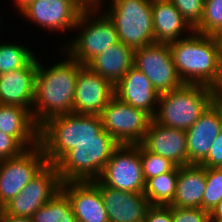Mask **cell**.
I'll use <instances>...</instances> for the list:
<instances>
[{
    "instance_id": "3",
    "label": "cell",
    "mask_w": 222,
    "mask_h": 222,
    "mask_svg": "<svg viewBox=\"0 0 222 222\" xmlns=\"http://www.w3.org/2000/svg\"><path fill=\"white\" fill-rule=\"evenodd\" d=\"M173 63L184 84L211 88L219 83L221 60L218 44L212 35L192 32L169 43Z\"/></svg>"
},
{
    "instance_id": "23",
    "label": "cell",
    "mask_w": 222,
    "mask_h": 222,
    "mask_svg": "<svg viewBox=\"0 0 222 222\" xmlns=\"http://www.w3.org/2000/svg\"><path fill=\"white\" fill-rule=\"evenodd\" d=\"M151 8L155 43L169 44L194 31L170 0H152Z\"/></svg>"
},
{
    "instance_id": "32",
    "label": "cell",
    "mask_w": 222,
    "mask_h": 222,
    "mask_svg": "<svg viewBox=\"0 0 222 222\" xmlns=\"http://www.w3.org/2000/svg\"><path fill=\"white\" fill-rule=\"evenodd\" d=\"M173 222H211L210 214L201 208L172 207Z\"/></svg>"
},
{
    "instance_id": "13",
    "label": "cell",
    "mask_w": 222,
    "mask_h": 222,
    "mask_svg": "<svg viewBox=\"0 0 222 222\" xmlns=\"http://www.w3.org/2000/svg\"><path fill=\"white\" fill-rule=\"evenodd\" d=\"M88 6L85 0H35L21 14L48 31H71Z\"/></svg>"
},
{
    "instance_id": "22",
    "label": "cell",
    "mask_w": 222,
    "mask_h": 222,
    "mask_svg": "<svg viewBox=\"0 0 222 222\" xmlns=\"http://www.w3.org/2000/svg\"><path fill=\"white\" fill-rule=\"evenodd\" d=\"M206 189V167L198 164L178 166L176 192L169 206L201 208Z\"/></svg>"
},
{
    "instance_id": "38",
    "label": "cell",
    "mask_w": 222,
    "mask_h": 222,
    "mask_svg": "<svg viewBox=\"0 0 222 222\" xmlns=\"http://www.w3.org/2000/svg\"><path fill=\"white\" fill-rule=\"evenodd\" d=\"M215 101L222 104V69L219 83L214 88Z\"/></svg>"
},
{
    "instance_id": "29",
    "label": "cell",
    "mask_w": 222,
    "mask_h": 222,
    "mask_svg": "<svg viewBox=\"0 0 222 222\" xmlns=\"http://www.w3.org/2000/svg\"><path fill=\"white\" fill-rule=\"evenodd\" d=\"M140 159L145 181L172 171L177 165L170 159L151 153L140 144Z\"/></svg>"
},
{
    "instance_id": "14",
    "label": "cell",
    "mask_w": 222,
    "mask_h": 222,
    "mask_svg": "<svg viewBox=\"0 0 222 222\" xmlns=\"http://www.w3.org/2000/svg\"><path fill=\"white\" fill-rule=\"evenodd\" d=\"M114 96V86L84 65L77 74L74 113L100 115Z\"/></svg>"
},
{
    "instance_id": "24",
    "label": "cell",
    "mask_w": 222,
    "mask_h": 222,
    "mask_svg": "<svg viewBox=\"0 0 222 222\" xmlns=\"http://www.w3.org/2000/svg\"><path fill=\"white\" fill-rule=\"evenodd\" d=\"M133 64L134 50L118 42L98 54L86 66L115 86Z\"/></svg>"
},
{
    "instance_id": "25",
    "label": "cell",
    "mask_w": 222,
    "mask_h": 222,
    "mask_svg": "<svg viewBox=\"0 0 222 222\" xmlns=\"http://www.w3.org/2000/svg\"><path fill=\"white\" fill-rule=\"evenodd\" d=\"M178 179V166L172 171L146 181L144 195L151 205L168 206L172 203Z\"/></svg>"
},
{
    "instance_id": "27",
    "label": "cell",
    "mask_w": 222,
    "mask_h": 222,
    "mask_svg": "<svg viewBox=\"0 0 222 222\" xmlns=\"http://www.w3.org/2000/svg\"><path fill=\"white\" fill-rule=\"evenodd\" d=\"M34 56L26 46L0 43V74L24 67Z\"/></svg>"
},
{
    "instance_id": "16",
    "label": "cell",
    "mask_w": 222,
    "mask_h": 222,
    "mask_svg": "<svg viewBox=\"0 0 222 222\" xmlns=\"http://www.w3.org/2000/svg\"><path fill=\"white\" fill-rule=\"evenodd\" d=\"M78 222H109L99 190V180L70 181L61 184Z\"/></svg>"
},
{
    "instance_id": "2",
    "label": "cell",
    "mask_w": 222,
    "mask_h": 222,
    "mask_svg": "<svg viewBox=\"0 0 222 222\" xmlns=\"http://www.w3.org/2000/svg\"><path fill=\"white\" fill-rule=\"evenodd\" d=\"M85 140H115L103 129L100 115L69 113L51 117L39 126V145L49 164H56Z\"/></svg>"
},
{
    "instance_id": "7",
    "label": "cell",
    "mask_w": 222,
    "mask_h": 222,
    "mask_svg": "<svg viewBox=\"0 0 222 222\" xmlns=\"http://www.w3.org/2000/svg\"><path fill=\"white\" fill-rule=\"evenodd\" d=\"M119 145L116 140L80 141L55 164L61 182L97 180Z\"/></svg>"
},
{
    "instance_id": "26",
    "label": "cell",
    "mask_w": 222,
    "mask_h": 222,
    "mask_svg": "<svg viewBox=\"0 0 222 222\" xmlns=\"http://www.w3.org/2000/svg\"><path fill=\"white\" fill-rule=\"evenodd\" d=\"M33 222H78L67 195L60 190L32 216Z\"/></svg>"
},
{
    "instance_id": "34",
    "label": "cell",
    "mask_w": 222,
    "mask_h": 222,
    "mask_svg": "<svg viewBox=\"0 0 222 222\" xmlns=\"http://www.w3.org/2000/svg\"><path fill=\"white\" fill-rule=\"evenodd\" d=\"M200 165L206 168H222V129L212 142L207 158Z\"/></svg>"
},
{
    "instance_id": "28",
    "label": "cell",
    "mask_w": 222,
    "mask_h": 222,
    "mask_svg": "<svg viewBox=\"0 0 222 222\" xmlns=\"http://www.w3.org/2000/svg\"><path fill=\"white\" fill-rule=\"evenodd\" d=\"M222 200V168H206V189L202 197V209L211 212Z\"/></svg>"
},
{
    "instance_id": "17",
    "label": "cell",
    "mask_w": 222,
    "mask_h": 222,
    "mask_svg": "<svg viewBox=\"0 0 222 222\" xmlns=\"http://www.w3.org/2000/svg\"><path fill=\"white\" fill-rule=\"evenodd\" d=\"M37 64L34 56L24 67L0 74V104L24 107L32 113Z\"/></svg>"
},
{
    "instance_id": "21",
    "label": "cell",
    "mask_w": 222,
    "mask_h": 222,
    "mask_svg": "<svg viewBox=\"0 0 222 222\" xmlns=\"http://www.w3.org/2000/svg\"><path fill=\"white\" fill-rule=\"evenodd\" d=\"M0 131L13 136L25 149L39 144V126L27 108L0 104Z\"/></svg>"
},
{
    "instance_id": "39",
    "label": "cell",
    "mask_w": 222,
    "mask_h": 222,
    "mask_svg": "<svg viewBox=\"0 0 222 222\" xmlns=\"http://www.w3.org/2000/svg\"><path fill=\"white\" fill-rule=\"evenodd\" d=\"M33 1L35 0H14L16 3L15 6L17 9H19L18 11H20V13L25 10Z\"/></svg>"
},
{
    "instance_id": "40",
    "label": "cell",
    "mask_w": 222,
    "mask_h": 222,
    "mask_svg": "<svg viewBox=\"0 0 222 222\" xmlns=\"http://www.w3.org/2000/svg\"><path fill=\"white\" fill-rule=\"evenodd\" d=\"M218 44V51L220 55L221 65H222V39H214Z\"/></svg>"
},
{
    "instance_id": "31",
    "label": "cell",
    "mask_w": 222,
    "mask_h": 222,
    "mask_svg": "<svg viewBox=\"0 0 222 222\" xmlns=\"http://www.w3.org/2000/svg\"><path fill=\"white\" fill-rule=\"evenodd\" d=\"M194 30L201 22L205 0H170Z\"/></svg>"
},
{
    "instance_id": "30",
    "label": "cell",
    "mask_w": 222,
    "mask_h": 222,
    "mask_svg": "<svg viewBox=\"0 0 222 222\" xmlns=\"http://www.w3.org/2000/svg\"><path fill=\"white\" fill-rule=\"evenodd\" d=\"M222 26V0H205L203 16L194 32L213 35Z\"/></svg>"
},
{
    "instance_id": "12",
    "label": "cell",
    "mask_w": 222,
    "mask_h": 222,
    "mask_svg": "<svg viewBox=\"0 0 222 222\" xmlns=\"http://www.w3.org/2000/svg\"><path fill=\"white\" fill-rule=\"evenodd\" d=\"M61 184L57 167L47 163L2 210L8 215L32 218L41 206L61 190Z\"/></svg>"
},
{
    "instance_id": "33",
    "label": "cell",
    "mask_w": 222,
    "mask_h": 222,
    "mask_svg": "<svg viewBox=\"0 0 222 222\" xmlns=\"http://www.w3.org/2000/svg\"><path fill=\"white\" fill-rule=\"evenodd\" d=\"M26 150L13 136L0 131V161L19 156Z\"/></svg>"
},
{
    "instance_id": "1",
    "label": "cell",
    "mask_w": 222,
    "mask_h": 222,
    "mask_svg": "<svg viewBox=\"0 0 222 222\" xmlns=\"http://www.w3.org/2000/svg\"><path fill=\"white\" fill-rule=\"evenodd\" d=\"M64 54L67 60H62L48 69L38 60L32 107V116L38 126L51 117L74 113L77 74L84 65L68 53Z\"/></svg>"
},
{
    "instance_id": "10",
    "label": "cell",
    "mask_w": 222,
    "mask_h": 222,
    "mask_svg": "<svg viewBox=\"0 0 222 222\" xmlns=\"http://www.w3.org/2000/svg\"><path fill=\"white\" fill-rule=\"evenodd\" d=\"M133 66L146 75L159 94L184 85L173 63L169 44L153 43L135 49Z\"/></svg>"
},
{
    "instance_id": "11",
    "label": "cell",
    "mask_w": 222,
    "mask_h": 222,
    "mask_svg": "<svg viewBox=\"0 0 222 222\" xmlns=\"http://www.w3.org/2000/svg\"><path fill=\"white\" fill-rule=\"evenodd\" d=\"M41 146L24 150L19 156L0 161V208L2 209L47 164Z\"/></svg>"
},
{
    "instance_id": "9",
    "label": "cell",
    "mask_w": 222,
    "mask_h": 222,
    "mask_svg": "<svg viewBox=\"0 0 222 222\" xmlns=\"http://www.w3.org/2000/svg\"><path fill=\"white\" fill-rule=\"evenodd\" d=\"M103 129L119 144L136 145L144 139L151 120L143 110L113 96L100 114Z\"/></svg>"
},
{
    "instance_id": "37",
    "label": "cell",
    "mask_w": 222,
    "mask_h": 222,
    "mask_svg": "<svg viewBox=\"0 0 222 222\" xmlns=\"http://www.w3.org/2000/svg\"><path fill=\"white\" fill-rule=\"evenodd\" d=\"M210 221H222V200L209 213Z\"/></svg>"
},
{
    "instance_id": "4",
    "label": "cell",
    "mask_w": 222,
    "mask_h": 222,
    "mask_svg": "<svg viewBox=\"0 0 222 222\" xmlns=\"http://www.w3.org/2000/svg\"><path fill=\"white\" fill-rule=\"evenodd\" d=\"M214 101L213 88L184 84L178 89L160 94L153 120L165 127L186 131Z\"/></svg>"
},
{
    "instance_id": "5",
    "label": "cell",
    "mask_w": 222,
    "mask_h": 222,
    "mask_svg": "<svg viewBox=\"0 0 222 222\" xmlns=\"http://www.w3.org/2000/svg\"><path fill=\"white\" fill-rule=\"evenodd\" d=\"M101 10L98 5L83 9L74 27V30L80 29V34L72 38L68 45L62 46V51L82 65H87L109 46L119 42L114 22L105 12L98 14Z\"/></svg>"
},
{
    "instance_id": "19",
    "label": "cell",
    "mask_w": 222,
    "mask_h": 222,
    "mask_svg": "<svg viewBox=\"0 0 222 222\" xmlns=\"http://www.w3.org/2000/svg\"><path fill=\"white\" fill-rule=\"evenodd\" d=\"M140 144L151 153L170 159L179 167L187 165L185 130L165 127L152 119Z\"/></svg>"
},
{
    "instance_id": "20",
    "label": "cell",
    "mask_w": 222,
    "mask_h": 222,
    "mask_svg": "<svg viewBox=\"0 0 222 222\" xmlns=\"http://www.w3.org/2000/svg\"><path fill=\"white\" fill-rule=\"evenodd\" d=\"M114 96L153 118L160 94L153 88L146 75L132 66L114 86Z\"/></svg>"
},
{
    "instance_id": "15",
    "label": "cell",
    "mask_w": 222,
    "mask_h": 222,
    "mask_svg": "<svg viewBox=\"0 0 222 222\" xmlns=\"http://www.w3.org/2000/svg\"><path fill=\"white\" fill-rule=\"evenodd\" d=\"M222 129V104L214 101L186 130L187 165H200Z\"/></svg>"
},
{
    "instance_id": "8",
    "label": "cell",
    "mask_w": 222,
    "mask_h": 222,
    "mask_svg": "<svg viewBox=\"0 0 222 222\" xmlns=\"http://www.w3.org/2000/svg\"><path fill=\"white\" fill-rule=\"evenodd\" d=\"M98 180L112 189L144 193L146 181L140 159V144H120L112 153Z\"/></svg>"
},
{
    "instance_id": "41",
    "label": "cell",
    "mask_w": 222,
    "mask_h": 222,
    "mask_svg": "<svg viewBox=\"0 0 222 222\" xmlns=\"http://www.w3.org/2000/svg\"><path fill=\"white\" fill-rule=\"evenodd\" d=\"M212 36L214 39H222V26Z\"/></svg>"
},
{
    "instance_id": "35",
    "label": "cell",
    "mask_w": 222,
    "mask_h": 222,
    "mask_svg": "<svg viewBox=\"0 0 222 222\" xmlns=\"http://www.w3.org/2000/svg\"><path fill=\"white\" fill-rule=\"evenodd\" d=\"M146 222H173L172 206L152 205L146 214Z\"/></svg>"
},
{
    "instance_id": "6",
    "label": "cell",
    "mask_w": 222,
    "mask_h": 222,
    "mask_svg": "<svg viewBox=\"0 0 222 222\" xmlns=\"http://www.w3.org/2000/svg\"><path fill=\"white\" fill-rule=\"evenodd\" d=\"M108 12L119 42L133 50L155 43L152 0H111Z\"/></svg>"
},
{
    "instance_id": "36",
    "label": "cell",
    "mask_w": 222,
    "mask_h": 222,
    "mask_svg": "<svg viewBox=\"0 0 222 222\" xmlns=\"http://www.w3.org/2000/svg\"><path fill=\"white\" fill-rule=\"evenodd\" d=\"M0 222H33V219L29 217H17L13 215H8L1 209Z\"/></svg>"
},
{
    "instance_id": "18",
    "label": "cell",
    "mask_w": 222,
    "mask_h": 222,
    "mask_svg": "<svg viewBox=\"0 0 222 222\" xmlns=\"http://www.w3.org/2000/svg\"><path fill=\"white\" fill-rule=\"evenodd\" d=\"M99 190L109 222L144 221L148 209L152 206L144 193L112 189L100 181Z\"/></svg>"
}]
</instances>
